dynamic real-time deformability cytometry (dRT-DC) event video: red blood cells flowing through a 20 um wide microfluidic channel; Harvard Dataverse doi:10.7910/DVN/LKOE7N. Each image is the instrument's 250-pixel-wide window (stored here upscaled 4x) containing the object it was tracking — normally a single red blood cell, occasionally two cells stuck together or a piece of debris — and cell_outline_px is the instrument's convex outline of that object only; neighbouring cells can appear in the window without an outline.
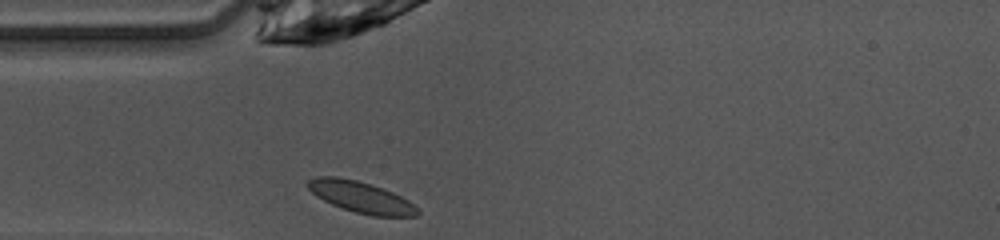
{"species": "common noctule bat (a hibernating species)", "species_latin": "Nyctalus noctula", "temperature_condition": "warm", "stored_images_in_passage": 27, "camera_frame_rate_fps": 3000, "um_per_image_px": 0.085, "animal": {"sex": "female", "body_mass_g": 10.0, "forearm_length_mm": 53.1}, "frame": {"image": 1, "passage_image": 1, "time_ms": 0.0, "image_size_px": [1000, 240], "cell_outline_px": [[420, 216], [372, 216], [356, 212], [332, 204], [316, 196], [308, 188], [308, 180], [316, 176], [336, 176], [356, 180], [392, 192], [408, 200], [420, 212]], "centroid_in_image_um": [30.67, 16.75], "position_along_channel_um": 54.3, "area_um2": 19.59}}
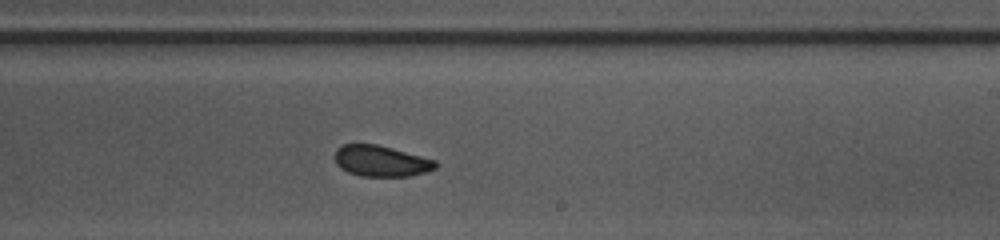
{"frame": {"image": 2, "passage_image": 16, "time_ms": 5.0, "image_size_px": [1000, 240], "cell_outline_px": [[440, 164], [436, 168], [424, 172], [408, 176], [360, 176], [348, 172], [340, 168], [336, 164], [336, 148], [344, 144], [376, 144], [392, 148], [436, 160]], "centroid_in_image_um": [32.4, 13.69], "position_along_channel_um": 256.6, "area_um2": 18.15}}
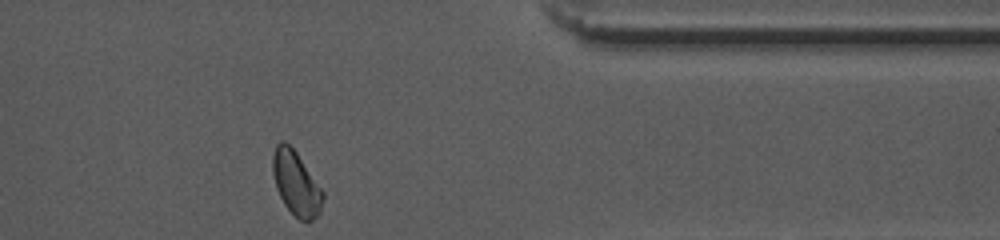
{"frame": {"image": 3, "passage_image": 27, "time_ms": 8.667, "image_size_px": [1000, 240], "cell_outline_px": [[324, 200], [320, 212], [312, 220], [300, 220], [284, 204], [276, 188], [272, 172], [272, 156], [276, 144], [280, 140], [284, 140], [296, 152], [324, 192]], "centroid_in_image_um": [25.16, 15.56], "position_along_channel_um": 386.2, "area_um2": 18.61}, "authors_computed_cell_mechanics": {"area_um2": 18.785, "velocity_mm_per_s": 4.0784, "shape_relaxation_time_tau1_ms": 2.1936, "shape_relaxation_time_tau2_ms": 0.6975, "deformation_change_tau1": 0.0542, "deformation_change_tau2": 0.0333}}